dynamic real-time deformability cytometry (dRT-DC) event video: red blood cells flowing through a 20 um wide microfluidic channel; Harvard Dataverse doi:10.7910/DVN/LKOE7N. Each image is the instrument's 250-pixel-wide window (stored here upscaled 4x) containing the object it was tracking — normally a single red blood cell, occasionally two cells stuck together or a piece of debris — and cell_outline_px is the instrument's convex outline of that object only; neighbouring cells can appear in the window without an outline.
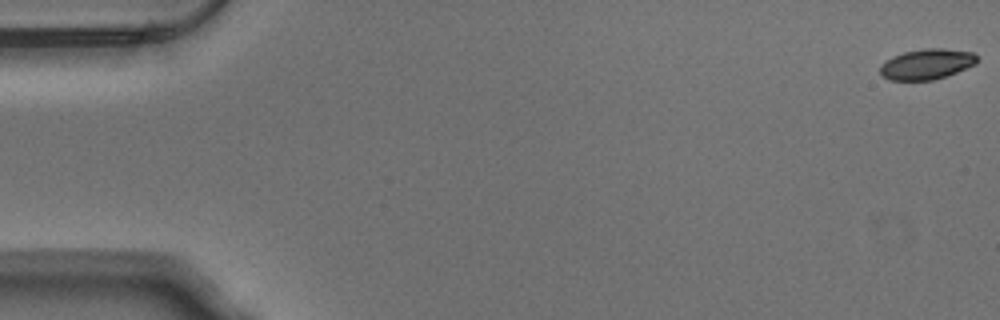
{"species": "Egyptian fruit bat (a non-hibernating species)", "species_latin": "Rousettus aegyptiacus", "temperature_condition": "warm", "stored_images_in_passage": 54, "camera_frame_rate_fps": 3000, "um_per_image_px": 0.085, "animal": {"sex": "male"}, "frame": {"image": 1, "passage_image": 1, "time_ms": 0.0, "image_size_px": [1000, 320], "cell_outline_px": [[976, 64], [956, 72], [932, 80], [888, 80], [880, 76], [880, 64], [892, 56], [904, 52], [924, 48], [944, 48], [972, 52], [976, 56]], "centroid_in_image_um": [78.72, 5.45], "position_along_channel_um": 6.3, "area_um2": 17.22}}
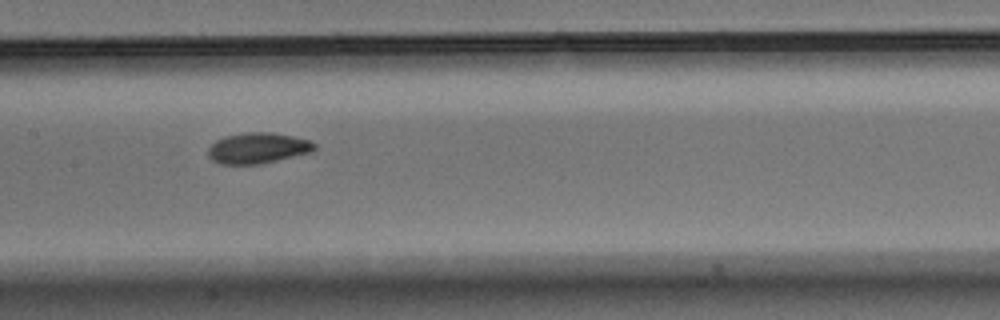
{"frame": {"image": 2, "passage_image": 27, "time_ms": 8.667, "image_size_px": [1000, 320], "cell_outline_px": [[316, 148], [312, 152], [260, 164], [220, 164], [212, 160], [208, 156], [208, 148], [216, 140], [224, 136], [248, 132], [272, 132], [312, 140], [316, 144]], "centroid_in_image_um": [21.93, 12.58], "position_along_channel_um": 185.5, "area_um2": 19.19}}
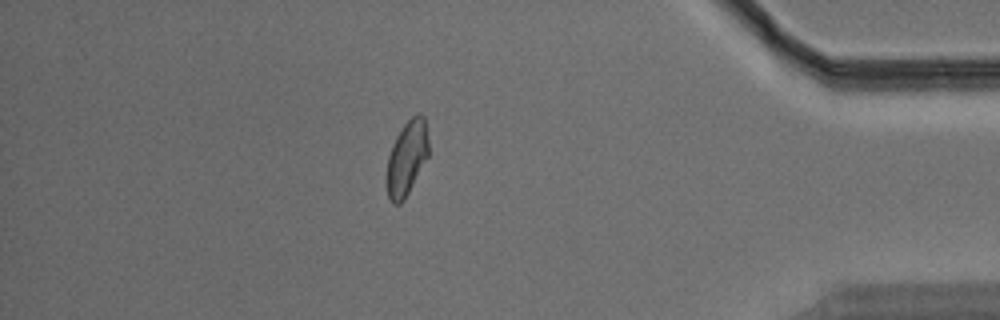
{"frame": {"image": 3, "passage_image": 47, "time_ms": 15.333, "image_size_px": [1000, 320], "cell_outline_px": [[428, 156], [404, 200], [400, 204], [392, 204], [388, 196], [388, 156], [392, 144], [396, 136], [404, 124], [412, 116], [420, 112], [424, 116], [428, 140]], "centroid_in_image_um": [34.59, 13.41], "position_along_channel_um": 400.6, "area_um2": 17.86}, "authors_computed_cell_mechanics": {"area_um2": 18.4382, "velocity_mm_per_s": 3.7998, "shape_relaxation_time_tau1_ms": 3.7063, "shape_relaxation_time_tau2_ms": 1.923, "deformation_change_tau1": 0.1166, "deformation_change_tau2": 0.052}}